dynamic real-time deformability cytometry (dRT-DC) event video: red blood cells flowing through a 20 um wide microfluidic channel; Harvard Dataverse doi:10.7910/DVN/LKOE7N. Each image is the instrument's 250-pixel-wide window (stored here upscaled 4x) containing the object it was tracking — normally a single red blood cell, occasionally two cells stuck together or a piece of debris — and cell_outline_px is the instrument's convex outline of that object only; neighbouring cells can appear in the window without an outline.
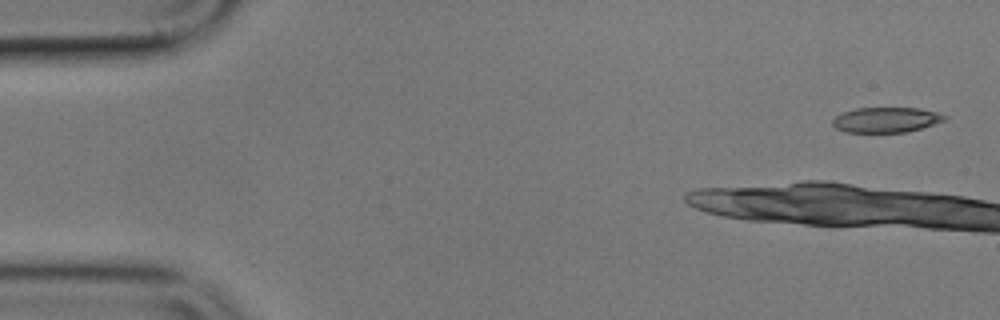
{"species": "common noctule bat (a hibernating species)", "species_latin": "Nyctalus noctula", "temperature_condition": "cold", "stored_images_in_passage": 7, "camera_frame_rate_fps": 3000, "um_per_image_px": 0.085, "animal": {"sex": "male", "body_mass_g": 17.9}, "frame": {"image": 1, "passage_image": 1, "time_ms": 0.0, "image_size_px": [1000, 320], "cell_outline_px": [[948, 116], [944, 120], [920, 128], [904, 132], [844, 132], [836, 128], [832, 124], [832, 120], [836, 116], [844, 112], [856, 108], [920, 108], [936, 112]], "centroid_in_image_um": [75.29, 10.18], "position_along_channel_um": 9.7, "area_um2": 16.24}}